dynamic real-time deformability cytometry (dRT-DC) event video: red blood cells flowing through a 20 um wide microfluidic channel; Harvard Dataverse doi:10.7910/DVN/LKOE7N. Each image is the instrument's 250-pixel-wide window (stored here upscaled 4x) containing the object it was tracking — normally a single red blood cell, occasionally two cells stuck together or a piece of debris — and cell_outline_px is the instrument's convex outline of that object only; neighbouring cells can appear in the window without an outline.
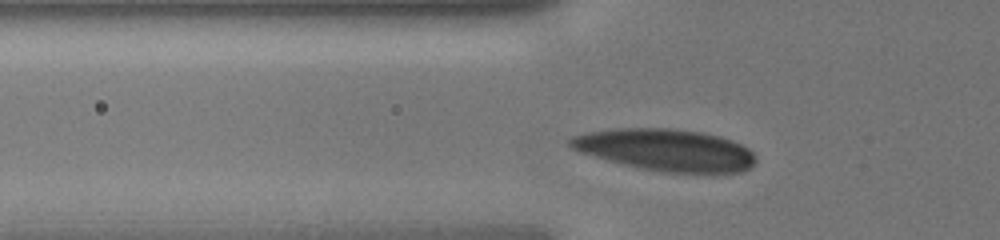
{"species": "human", "species_latin": "Homo sapiens", "temperature_condition": "cold", "stored_images_in_passage": 5, "camera_frame_rate_fps": 3000, "um_per_image_px": 0.085, "donor": {"sex": "male"}, "frame": {"image": 1, "passage_image": 4, "time_ms": 1.0, "image_size_px": [1000, 240], "cell_outline_px": [[756, 160], [748, 168], [740, 172], [668, 172], [644, 168], [624, 164], [608, 160], [580, 152], [572, 148], [568, 144], [568, 140], [572, 136], [588, 132], [616, 128], [672, 128], [700, 132], [720, 136], [732, 140], [748, 148], [756, 156]], "centroid_in_image_um": [56.58, 12.72], "position_along_channel_um": 69.2, "area_um2": 44.8}}